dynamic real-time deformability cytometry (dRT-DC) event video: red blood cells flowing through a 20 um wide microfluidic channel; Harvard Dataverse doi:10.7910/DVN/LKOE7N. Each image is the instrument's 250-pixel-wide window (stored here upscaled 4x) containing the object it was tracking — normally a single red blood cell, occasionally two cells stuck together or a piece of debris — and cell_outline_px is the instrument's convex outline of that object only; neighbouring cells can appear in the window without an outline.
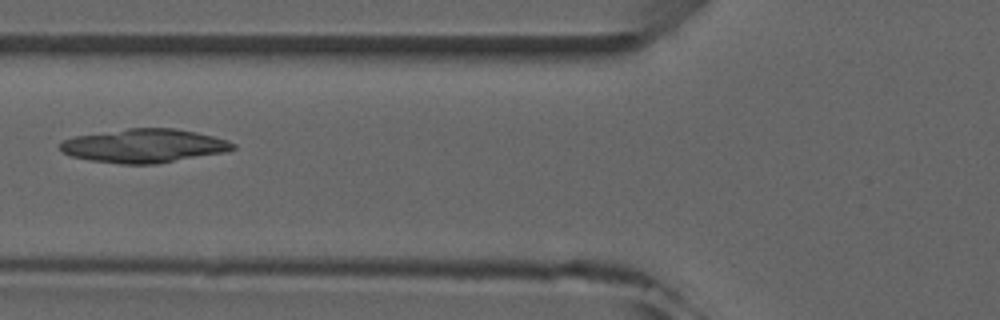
{"species": "common noctule bat (a hibernating species)", "species_latin": "Nyctalus noctula", "temperature_condition": "room temperature", "stored_images_in_passage": 7, "camera_frame_rate_fps": 3000, "um_per_image_px": 0.085, "animal": {"sex": "male", "forearm_length_mm": 52.5}, "frame": {"image": 1, "passage_image": 6, "time_ms": 6.0, "image_size_px": [1000, 320], "cell_outline_px": [[236, 148], [224, 152], [156, 164], [120, 164], [88, 160], [72, 156], [64, 152], [60, 148], [60, 144], [64, 140], [76, 136], [128, 128], [176, 128], [196, 132], [228, 140], [236, 144]], "centroid_in_image_um": [12.27, 12.39], "position_along_channel_um": 113.5, "area_um2": 33.76}}
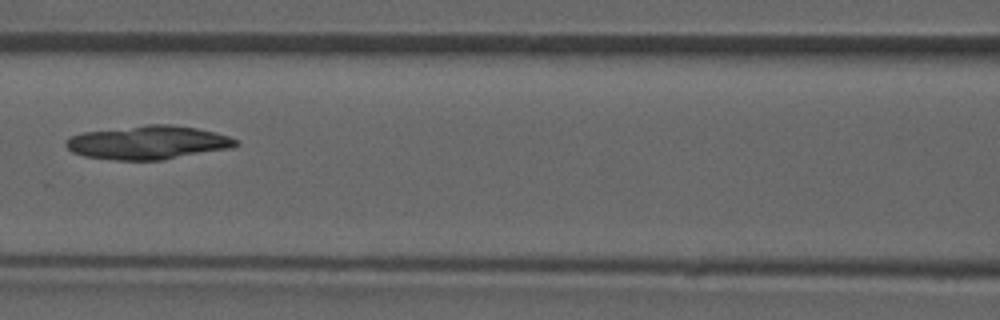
{"frame": {"image": 2, "passage_image": 7, "time_ms": 7.0, "image_size_px": [1000, 320], "cell_outline_px": [[240, 144], [232, 148], [164, 160], [116, 160], [84, 156], [72, 152], [64, 144], [72, 136], [80, 132], [148, 124], [168, 124], [196, 128], [216, 132], [240, 140]], "centroid_in_image_um": [12.62, 12.11], "position_along_channel_um": 154.0, "area_um2": 33.52}}